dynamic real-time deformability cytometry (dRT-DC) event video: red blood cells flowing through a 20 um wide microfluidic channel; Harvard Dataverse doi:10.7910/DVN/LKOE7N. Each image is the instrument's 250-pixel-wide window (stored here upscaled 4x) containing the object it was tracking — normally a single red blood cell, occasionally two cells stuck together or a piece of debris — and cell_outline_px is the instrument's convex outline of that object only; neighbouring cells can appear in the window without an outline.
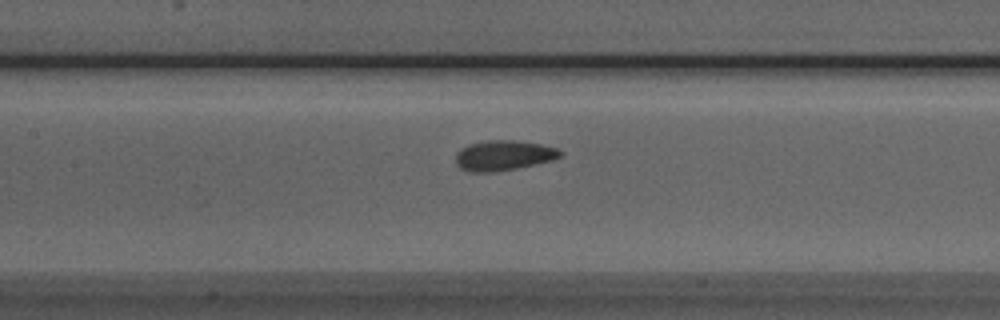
{"species": "Egyptian fruit bat (a non-hibernating species)", "species_latin": "Rousettus aegyptiacus", "temperature_condition": "room temperature", "stored_images_in_passage": 27, "camera_frame_rate_fps": 3000, "um_per_image_px": 0.085, "animal": {"sex": "male"}, "frame": {"image": 1, "passage_image": 11, "time_ms": 3.333, "image_size_px": [1000, 320], "cell_outline_px": [[564, 156], [552, 160], [516, 168], [488, 172], [472, 172], [460, 168], [456, 164], [456, 152], [460, 148], [468, 144], [488, 140], [516, 140], [540, 144], [556, 148], [564, 152]], "centroid_in_image_um": [42.8, 13.2], "position_along_channel_um": 164.6, "area_um2": 18.38}}
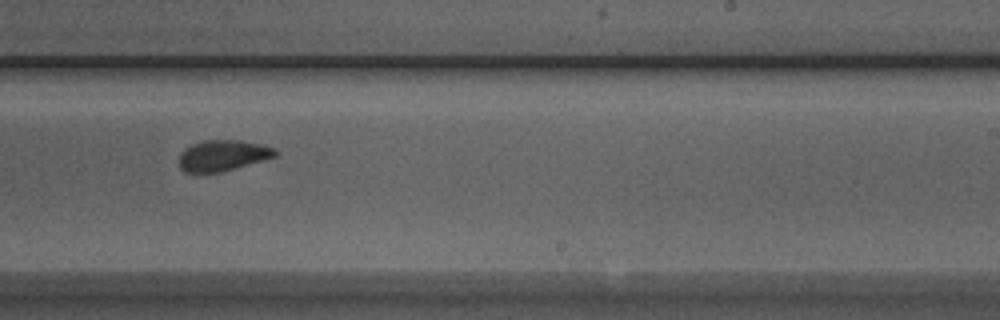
{"frame": {"image": 2, "passage_image": 19, "time_ms": 6.0, "image_size_px": [1000, 320], "cell_outline_px": [[280, 152], [276, 156], [224, 172], [184, 172], [180, 168], [176, 160], [180, 152], [184, 148], [200, 140], [240, 140], [260, 144], [276, 148]], "centroid_in_image_um": [18.9, 13.21], "position_along_channel_um": 270.1, "area_um2": 17.74}}
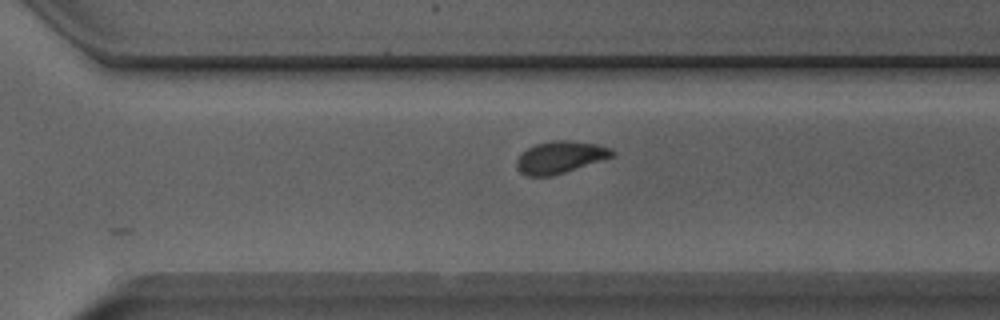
{"frame": {"image": 3, "passage_image": 23, "time_ms": 7.333, "image_size_px": [1000, 320], "cell_outline_px": [[616, 152], [612, 156], [552, 176], [528, 176], [520, 172], [516, 164], [516, 160], [528, 148], [536, 144], [552, 140], [568, 140], [596, 144], [612, 148]], "centroid_in_image_um": [47.6, 13.35], "position_along_channel_um": 323.0, "area_um2": 17.51}, "authors_computed_cell_mechanics": {"area_um2": 18.3804, "velocity_mm_per_s": 3.9698, "shape_relaxation_time_tau1_ms": 4.4526, "shape_relaxation_time_tau2_ms": 1.2827, "deformation_change_tau1": 0.1072, "deformation_change_tau2": 0.0731}}